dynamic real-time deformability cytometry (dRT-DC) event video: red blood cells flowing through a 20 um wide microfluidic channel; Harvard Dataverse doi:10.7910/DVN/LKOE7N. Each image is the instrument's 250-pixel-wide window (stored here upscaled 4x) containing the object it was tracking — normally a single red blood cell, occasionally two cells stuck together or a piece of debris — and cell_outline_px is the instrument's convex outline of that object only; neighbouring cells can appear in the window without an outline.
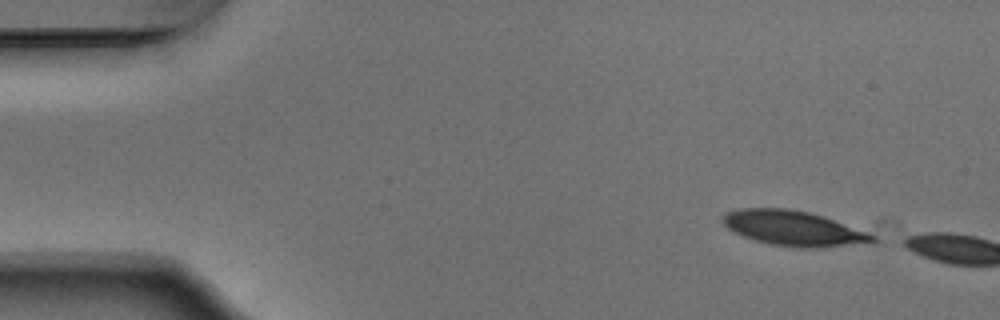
{"species": "Egyptian fruit bat (a non-hibernating species)", "species_latin": "Rousettus aegyptiacus", "temperature_condition": "warm", "stored_images_in_passage": 3, "camera_frame_rate_fps": 3000, "um_per_image_px": 0.085, "animal": {"sex": "male"}, "frame": {"image": 1, "passage_image": 1, "time_ms": 0.0, "image_size_px": [1000, 320], "cell_outline_px": [[876, 240], [816, 248], [792, 248], [768, 244], [752, 240], [728, 228], [724, 224], [724, 216], [728, 212], [740, 208], [788, 208], [808, 212], [832, 220], [876, 236]], "centroid_in_image_um": [67.34, 19.41], "position_along_channel_um": 17.7, "area_um2": 29.71}}